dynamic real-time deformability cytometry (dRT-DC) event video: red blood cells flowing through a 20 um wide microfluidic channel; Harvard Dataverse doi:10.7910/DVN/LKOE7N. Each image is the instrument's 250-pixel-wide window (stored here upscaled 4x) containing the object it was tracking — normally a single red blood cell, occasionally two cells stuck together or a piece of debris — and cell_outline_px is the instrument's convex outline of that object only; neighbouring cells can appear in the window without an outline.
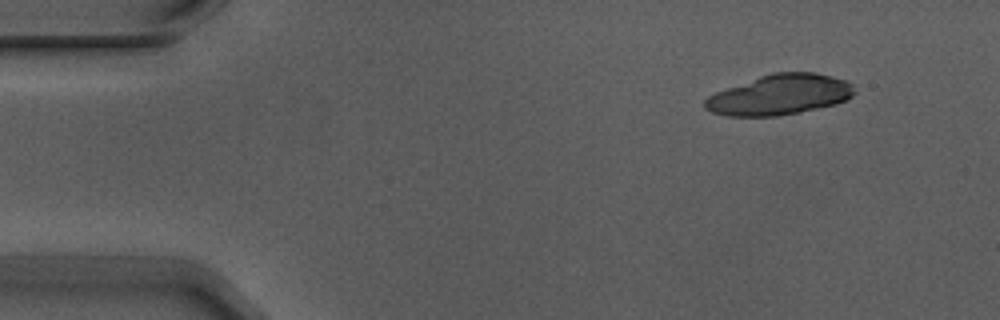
{"species": "Egyptian fruit bat (a non-hibernating species)", "species_latin": "Rousettus aegyptiacus", "temperature_condition": "warm", "stored_images_in_passage": 2, "camera_frame_rate_fps": 3000, "um_per_image_px": 0.085, "animal": {"sex": "male"}, "frame": {"image": 1, "passage_image": 1, "time_ms": 0.0, "image_size_px": [1000, 320], "cell_outline_px": [[856, 92], [848, 100], [836, 104], [800, 112], [776, 116], [728, 116], [712, 112], [704, 108], [704, 100], [708, 96], [716, 92], [760, 76], [772, 72], [816, 72], [848, 80], [856, 84]], "centroid_in_image_um": [66.35, 8.04], "position_along_channel_um": 18.7, "area_um2": 35.43}}